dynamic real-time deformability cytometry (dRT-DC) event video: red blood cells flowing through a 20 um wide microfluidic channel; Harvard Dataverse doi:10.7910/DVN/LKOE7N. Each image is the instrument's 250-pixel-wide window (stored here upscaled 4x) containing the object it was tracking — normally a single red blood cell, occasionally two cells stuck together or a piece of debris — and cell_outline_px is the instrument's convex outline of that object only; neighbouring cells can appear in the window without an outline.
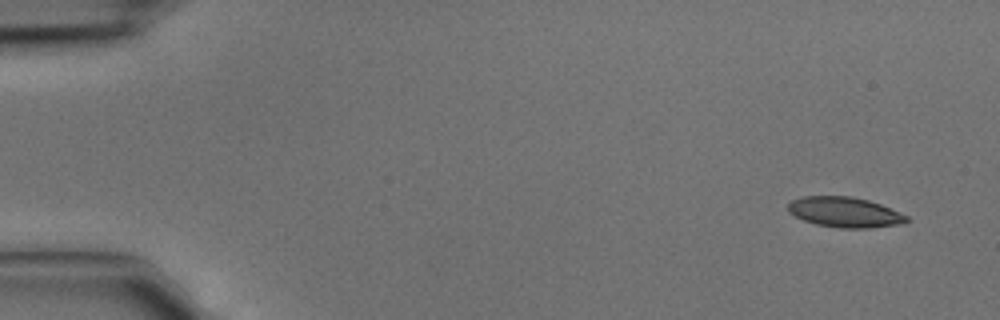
{"species": "common noctule bat (a hibernating species)", "species_latin": "Nyctalus noctula", "temperature_condition": "cold", "stored_images_in_passage": 4, "camera_frame_rate_fps": 3000, "um_per_image_px": 0.085, "animal": {"sex": "male", "body_mass_g": 15.6}, "frame": {"image": 1, "passage_image": 1, "time_ms": 0.0, "image_size_px": [1000, 320], "cell_outline_px": [[908, 220], [904, 224], [868, 228], [840, 228], [816, 224], [804, 220], [788, 212], [788, 204], [792, 200], [800, 196], [852, 196], [868, 200], [880, 204], [908, 216]], "centroid_in_image_um": [71.8, 18.03], "position_along_channel_um": 13.2, "area_um2": 20.92}}
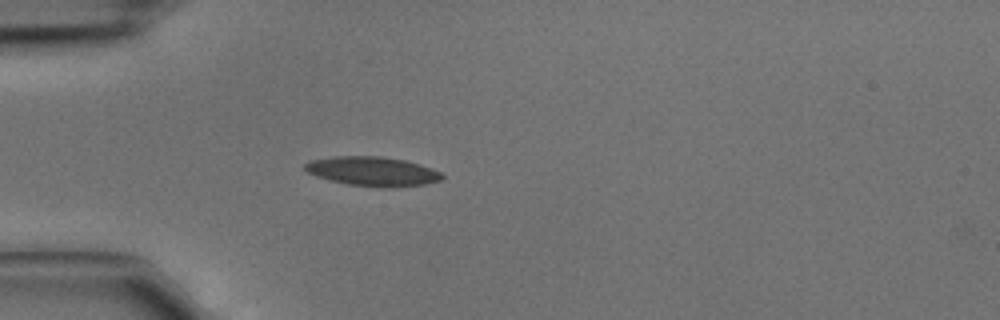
{"frame": {"image": 2, "passage_image": 4, "time_ms": 1.0, "image_size_px": [1000, 320], "cell_outline_px": [[444, 176], [440, 180], [424, 184], [392, 188], [384, 188], [348, 184], [316, 176], [308, 172], [304, 168], [304, 164], [312, 160], [332, 156], [384, 156], [404, 160], [420, 164], [432, 168], [440, 172]], "centroid_in_image_um": [31.68, 14.56], "position_along_channel_um": 53.3, "area_um2": 23.41}}